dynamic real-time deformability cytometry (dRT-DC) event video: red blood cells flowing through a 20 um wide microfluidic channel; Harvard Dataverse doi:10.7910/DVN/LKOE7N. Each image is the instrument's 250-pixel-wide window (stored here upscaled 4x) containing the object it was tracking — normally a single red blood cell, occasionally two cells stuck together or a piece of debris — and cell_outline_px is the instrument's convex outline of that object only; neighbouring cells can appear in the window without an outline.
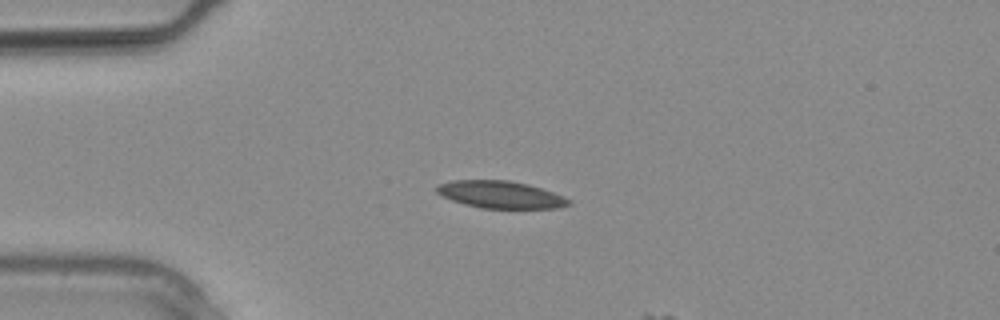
{"species": "common noctule bat (a hibernating species)", "species_latin": "Nyctalus noctula", "temperature_condition": "warm", "stored_images_in_passage": 3, "camera_frame_rate_fps": 3000, "um_per_image_px": 0.085, "animal": {"sex": "male", "body_mass_g": 20.4}, "frame": {"image": 1, "passage_image": 1, "time_ms": 0.0, "image_size_px": [1000, 320], "cell_outline_px": [[572, 204], [556, 208], [480, 208], [464, 204], [452, 200], [436, 192], [432, 188], [436, 184], [452, 180], [508, 180], [528, 184], [564, 196], [572, 200]], "centroid_in_image_um": [42.51, 16.53], "position_along_channel_um": 42.5, "area_um2": 21.1}}